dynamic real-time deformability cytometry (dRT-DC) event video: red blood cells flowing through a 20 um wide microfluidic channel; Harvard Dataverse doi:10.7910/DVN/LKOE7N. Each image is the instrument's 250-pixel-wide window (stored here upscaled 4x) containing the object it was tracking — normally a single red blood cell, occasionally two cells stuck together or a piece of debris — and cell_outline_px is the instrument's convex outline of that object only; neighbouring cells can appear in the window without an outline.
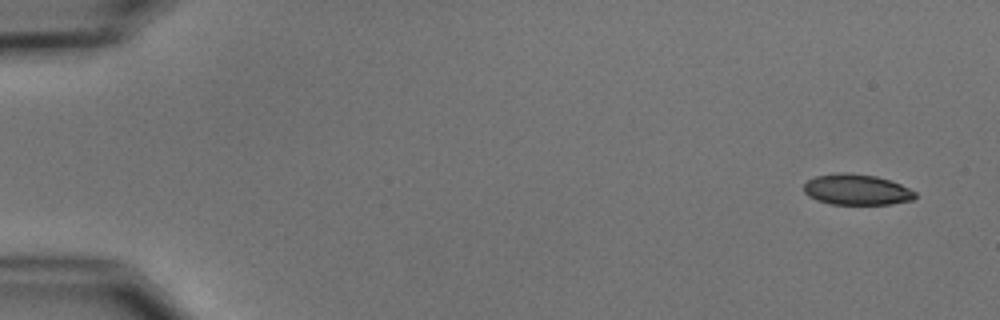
{"species": "common noctule bat (a hibernating species)", "species_latin": "Nyctalus noctula", "temperature_condition": "cold", "stored_images_in_passage": 5, "camera_frame_rate_fps": 3000, "um_per_image_px": 0.085, "animal": {"sex": "male", "body_mass_g": 15.6}, "frame": {"image": 1, "passage_image": 1, "time_ms": 0.0, "image_size_px": [1000, 320], "cell_outline_px": [[916, 196], [912, 200], [888, 204], [832, 204], [816, 200], [808, 196], [804, 192], [804, 184], [808, 180], [816, 176], [836, 172], [848, 172], [876, 176], [900, 184], [916, 192]], "centroid_in_image_um": [72.78, 16.11], "position_along_channel_um": 12.2, "area_um2": 19.94}}
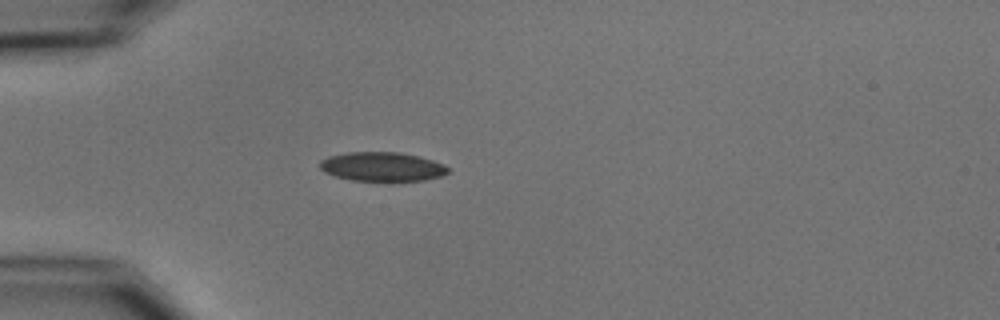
{"frame": {"image": 2, "passage_image": 5, "time_ms": 4.333, "image_size_px": [1000, 320], "cell_outline_px": [[448, 172], [440, 176], [424, 180], [352, 180], [336, 176], [324, 172], [320, 168], [320, 160], [328, 156], [348, 152], [400, 152], [420, 156], [444, 164], [448, 168]], "centroid_in_image_um": [32.47, 14.15], "position_along_channel_um": 52.5, "area_um2": 21.56}}